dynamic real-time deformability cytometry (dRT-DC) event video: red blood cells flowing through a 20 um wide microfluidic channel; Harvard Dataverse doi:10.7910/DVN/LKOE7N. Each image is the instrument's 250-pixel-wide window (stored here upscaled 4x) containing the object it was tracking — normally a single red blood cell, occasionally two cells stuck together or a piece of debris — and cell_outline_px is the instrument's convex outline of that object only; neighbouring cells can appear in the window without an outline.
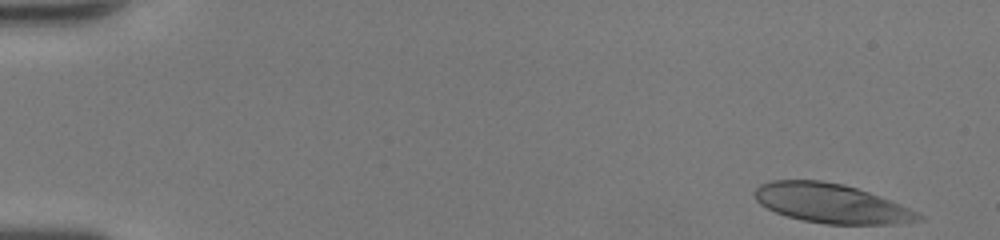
{"species": "human", "species_latin": "Homo sapiens", "temperature_condition": "room temperature", "stored_images_in_passage": 47, "camera_frame_rate_fps": 3000, "um_per_image_px": 0.085, "donor": {"sex": "female"}, "frame": {"image": 1, "passage_image": 1, "time_ms": 0.0, "image_size_px": [1000, 240], "cell_outline_px": [[924, 220], [892, 224], [828, 224], [804, 220], [788, 216], [776, 212], [760, 204], [756, 200], [752, 192], [760, 184], [772, 180], [820, 180], [844, 184], [880, 196], [920, 212], [924, 216]], "centroid_in_image_um": [70.67, 17.28], "position_along_channel_um": 14.3, "area_um2": 37.51}}
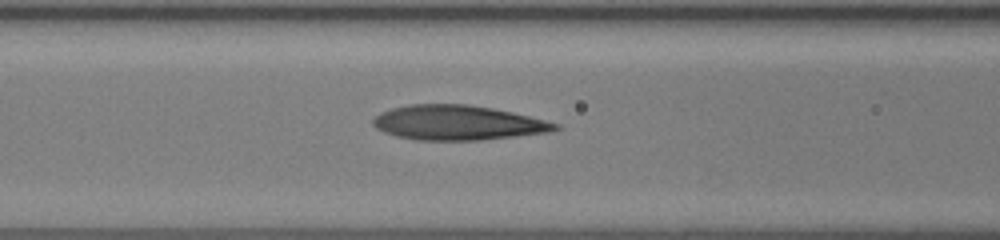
{"frame": {"image": 2, "passage_image": 20, "time_ms": 6.333, "image_size_px": [1000, 240], "cell_outline_px": [[560, 128], [548, 132], [480, 140], [416, 140], [396, 136], [384, 132], [376, 128], [372, 124], [372, 120], [380, 112], [392, 108], [408, 104], [468, 104], [492, 108], [512, 112], [560, 124]], "centroid_in_image_um": [38.86, 10.43], "position_along_channel_um": 127.7, "area_um2": 36.76}}
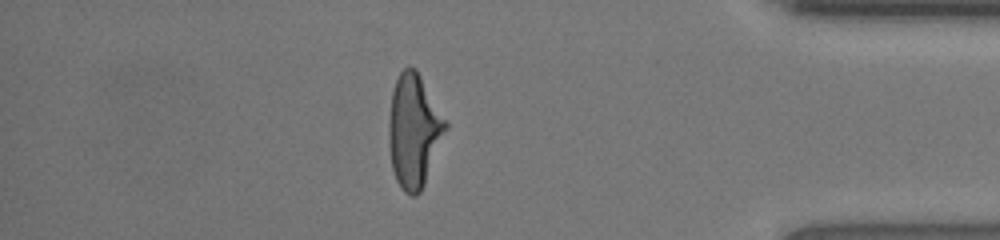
{"frame": {"image": 3, "passage_image": 41, "time_ms": 13.333, "image_size_px": [1000, 240], "cell_outline_px": [[448, 128], [424, 184], [420, 192], [416, 196], [412, 196], [404, 192], [400, 188], [396, 180], [392, 168], [388, 144], [388, 124], [392, 92], [396, 80], [400, 72], [408, 64], [416, 68], [448, 124]], "centroid_in_image_um": [35.16, 11.12], "position_along_channel_um": 400.0, "area_um2": 37.57}, "authors_computed_cell_mechanics": {"area_um2": 36.992, "velocity_mm_per_s": 4.3496, "shape_relaxation_time_tau1_ms": 4.5085, "shape_relaxation_time_tau2_ms": 1.1121, "deformation_change_tau1": 0.2366, "deformation_change_tau2": 0.1062}}